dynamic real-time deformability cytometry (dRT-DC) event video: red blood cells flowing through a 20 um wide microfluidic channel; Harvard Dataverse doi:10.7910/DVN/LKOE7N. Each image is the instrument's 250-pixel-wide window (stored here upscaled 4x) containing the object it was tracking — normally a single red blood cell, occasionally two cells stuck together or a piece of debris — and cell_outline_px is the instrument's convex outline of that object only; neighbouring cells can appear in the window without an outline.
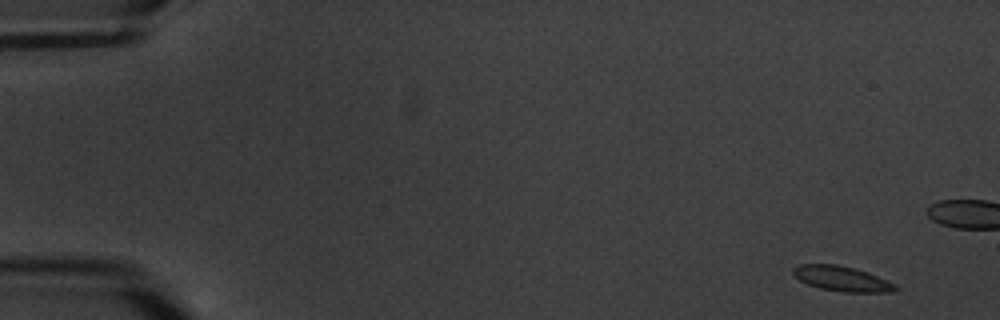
{"species": "common noctule bat (a hibernating species)", "species_latin": "Nyctalus noctula", "temperature_condition": "warm", "stored_images_in_passage": 6, "camera_frame_rate_fps": 3000, "um_per_image_px": 0.085, "animal": {"sex": "male", "body_mass_g": 20.1, "forearm_length_mm": 53.5}, "frame": {"image": 1, "passage_image": 1, "time_ms": 0.0, "image_size_px": [1000, 320], "cell_outline_px": [[900, 288], [892, 292], [844, 292], [820, 288], [808, 284], [800, 280], [792, 272], [792, 268], [800, 264], [836, 264], [852, 268], [876, 276], [896, 284]], "centroid_in_image_um": [71.56, 23.69], "position_along_channel_um": 13.4, "area_um2": 14.68}}